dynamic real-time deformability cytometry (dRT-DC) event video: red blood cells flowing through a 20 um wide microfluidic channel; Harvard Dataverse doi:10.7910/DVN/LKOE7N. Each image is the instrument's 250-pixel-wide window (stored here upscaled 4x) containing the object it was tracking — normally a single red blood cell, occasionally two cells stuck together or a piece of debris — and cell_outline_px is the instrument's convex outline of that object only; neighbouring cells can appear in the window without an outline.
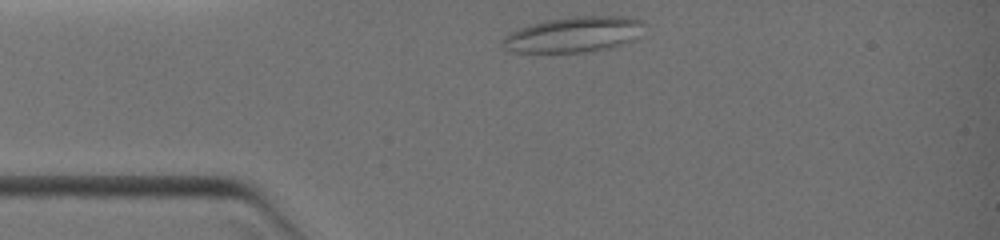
{"species": "common noctule bat (a hibernating species)", "species_latin": "Nyctalus noctula", "temperature_condition": "warm", "stored_images_in_passage": 25, "camera_frame_rate_fps": 3000, "um_per_image_px": 0.085, "animal": {"sex": "female", "body_mass_g": 19.0, "forearm_length_mm": 51.5}, "frame": {"image": 1, "passage_image": 1, "time_ms": 0.0, "image_size_px": [1000, 240], "cell_outline_px": [[644, 24], [640, 36], [632, 40], [608, 48], [584, 52], [508, 52], [500, 48], [500, 40], [504, 36], [528, 24], [548, 20], [572, 16], [632, 16], [644, 20]], "centroid_in_image_um": [48.74, 2.92], "position_along_channel_um": 36.3, "area_um2": 29.71}}
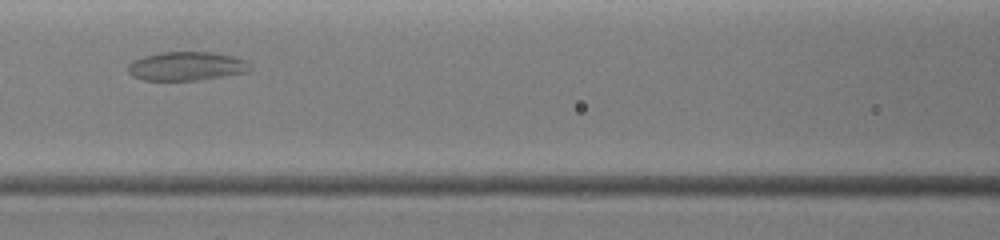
{"frame": {"image": 2, "passage_image": 18, "time_ms": 3.0, "image_size_px": [1000, 240], "cell_outline_px": [[252, 68], [248, 72], [200, 80], [144, 80], [132, 76], [128, 72], [128, 64], [132, 60], [144, 56], [160, 52], [212, 52], [232, 56], [244, 60]], "centroid_in_image_um": [15.83, 5.62], "position_along_channel_um": 150.8, "area_um2": 20.52}}
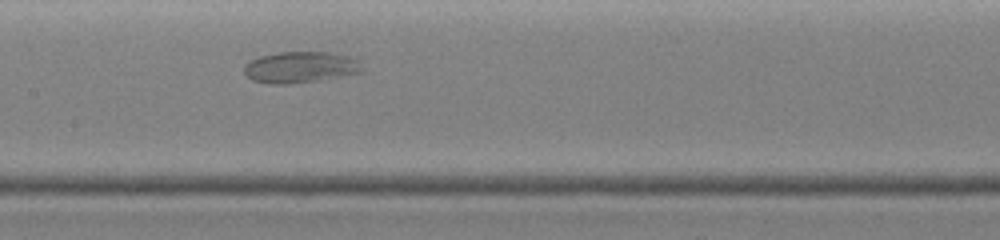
{"frame": {"image": 3, "passage_image": 22, "time_ms": 3.667, "image_size_px": [1000, 240], "cell_outline_px": [[364, 72], [320, 80], [292, 84], [272, 84], [252, 80], [244, 72], [244, 64], [260, 56], [280, 52], [328, 52], [348, 56], [360, 60]], "centroid_in_image_um": [25.56, 5.72], "position_along_channel_um": 181.8, "area_um2": 21.62}}